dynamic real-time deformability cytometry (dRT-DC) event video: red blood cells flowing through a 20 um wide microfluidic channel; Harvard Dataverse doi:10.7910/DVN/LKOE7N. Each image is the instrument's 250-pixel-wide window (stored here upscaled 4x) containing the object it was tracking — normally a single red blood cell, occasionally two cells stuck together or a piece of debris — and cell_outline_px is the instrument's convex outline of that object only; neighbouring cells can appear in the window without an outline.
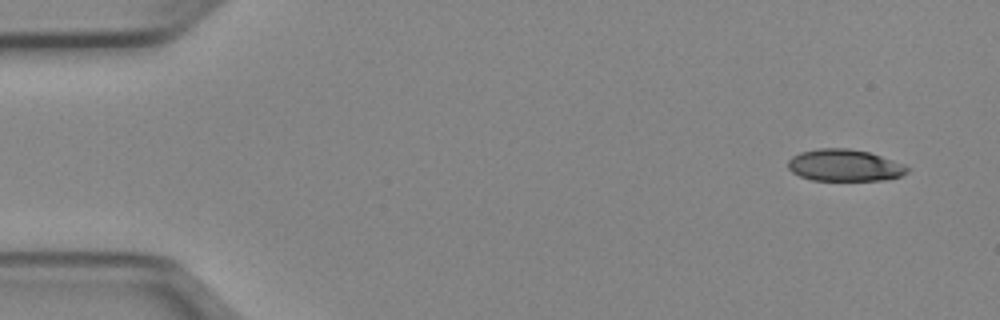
{"species": "Egyptian fruit bat (a non-hibernating species)", "species_latin": "Rousettus aegyptiacus", "temperature_condition": "cold", "stored_images_in_passage": 49, "camera_frame_rate_fps": 3000, "um_per_image_px": 0.085, "animal": {"sex": "female"}, "frame": {"image": 1, "passage_image": 1, "time_ms": 0.0, "image_size_px": [1000, 320], "cell_outline_px": [[908, 172], [900, 176], [884, 180], [812, 180], [800, 176], [792, 172], [788, 168], [788, 160], [792, 156], [800, 152], [820, 148], [848, 148], [868, 152], [904, 164], [908, 168]], "centroid_in_image_um": [71.76, 14.05], "position_along_channel_um": 13.2, "area_um2": 22.02}}
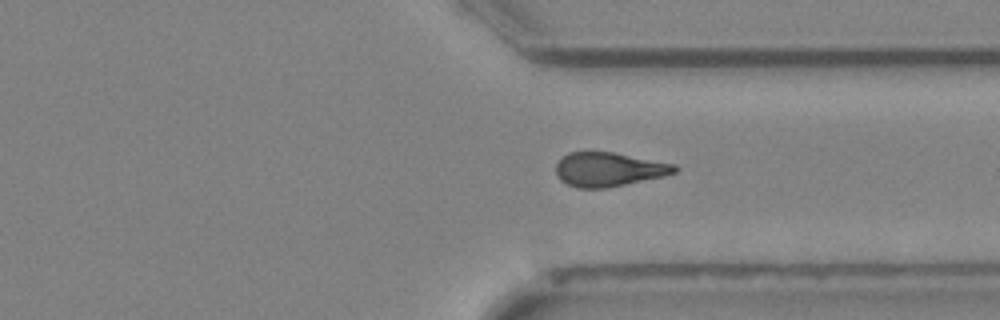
{"frame": {"image": 2, "passage_image": 36, "time_ms": 11.667, "image_size_px": [1000, 320], "cell_outline_px": [[680, 168], [676, 172], [664, 176], [604, 188], [576, 188], [560, 180], [556, 172], [556, 164], [568, 152], [612, 152], [676, 164]], "centroid_in_image_um": [51.76, 14.4], "position_along_channel_um": 359.6, "area_um2": 23.41}}
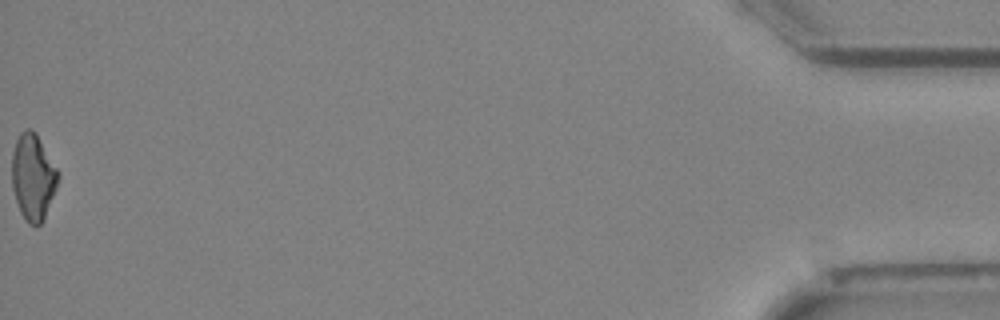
{"frame": {"image": 3, "passage_image": 49, "time_ms": 16.0, "image_size_px": [1000, 320], "cell_outline_px": [[60, 176], [56, 188], [44, 220], [36, 228], [28, 224], [20, 212], [12, 188], [12, 152], [16, 140], [20, 132], [24, 128], [32, 128], [36, 132], [60, 172]], "centroid_in_image_um": [2.82, 15.04], "position_along_channel_um": 432.4, "area_um2": 23.7}, "authors_computed_cell_mechanics": {"area_um2": 23.698, "velocity_mm_per_s": 3.9679, "shape_relaxation_time_tau1_ms": 6.4504, "shape_relaxation_time_tau2_ms": 6.9336, "deformation_change_tau1": 0.1596, "deformation_change_tau2": 0.1814}}